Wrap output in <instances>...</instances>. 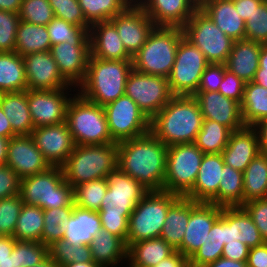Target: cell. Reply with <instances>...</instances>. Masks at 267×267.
<instances>
[{"label": "cell", "mask_w": 267, "mask_h": 267, "mask_svg": "<svg viewBox=\"0 0 267 267\" xmlns=\"http://www.w3.org/2000/svg\"><path fill=\"white\" fill-rule=\"evenodd\" d=\"M259 68L267 70V44L261 46L259 55Z\"/></svg>", "instance_id": "obj_70"}, {"label": "cell", "mask_w": 267, "mask_h": 267, "mask_svg": "<svg viewBox=\"0 0 267 267\" xmlns=\"http://www.w3.org/2000/svg\"><path fill=\"white\" fill-rule=\"evenodd\" d=\"M203 156L194 143L168 146L163 191L185 196L195 184Z\"/></svg>", "instance_id": "obj_10"}, {"label": "cell", "mask_w": 267, "mask_h": 267, "mask_svg": "<svg viewBox=\"0 0 267 267\" xmlns=\"http://www.w3.org/2000/svg\"><path fill=\"white\" fill-rule=\"evenodd\" d=\"M118 144L76 145L62 166L65 180L75 186L107 178L117 167Z\"/></svg>", "instance_id": "obj_6"}, {"label": "cell", "mask_w": 267, "mask_h": 267, "mask_svg": "<svg viewBox=\"0 0 267 267\" xmlns=\"http://www.w3.org/2000/svg\"><path fill=\"white\" fill-rule=\"evenodd\" d=\"M16 239L13 236H2L0 238V258L11 255Z\"/></svg>", "instance_id": "obj_63"}, {"label": "cell", "mask_w": 267, "mask_h": 267, "mask_svg": "<svg viewBox=\"0 0 267 267\" xmlns=\"http://www.w3.org/2000/svg\"><path fill=\"white\" fill-rule=\"evenodd\" d=\"M0 136L7 138L17 136L12 131L11 123L9 122V119L6 117L1 107H0Z\"/></svg>", "instance_id": "obj_64"}, {"label": "cell", "mask_w": 267, "mask_h": 267, "mask_svg": "<svg viewBox=\"0 0 267 267\" xmlns=\"http://www.w3.org/2000/svg\"><path fill=\"white\" fill-rule=\"evenodd\" d=\"M252 82L267 88V70H264V68H258Z\"/></svg>", "instance_id": "obj_68"}, {"label": "cell", "mask_w": 267, "mask_h": 267, "mask_svg": "<svg viewBox=\"0 0 267 267\" xmlns=\"http://www.w3.org/2000/svg\"><path fill=\"white\" fill-rule=\"evenodd\" d=\"M92 259L101 267H115L127 261L126 243L106 229H101L90 243Z\"/></svg>", "instance_id": "obj_31"}, {"label": "cell", "mask_w": 267, "mask_h": 267, "mask_svg": "<svg viewBox=\"0 0 267 267\" xmlns=\"http://www.w3.org/2000/svg\"><path fill=\"white\" fill-rule=\"evenodd\" d=\"M205 267H247V262L229 260L220 257L213 263L206 265Z\"/></svg>", "instance_id": "obj_65"}, {"label": "cell", "mask_w": 267, "mask_h": 267, "mask_svg": "<svg viewBox=\"0 0 267 267\" xmlns=\"http://www.w3.org/2000/svg\"><path fill=\"white\" fill-rule=\"evenodd\" d=\"M179 195L149 191L136 205L128 223L127 248L135 242L159 238L169 206Z\"/></svg>", "instance_id": "obj_9"}, {"label": "cell", "mask_w": 267, "mask_h": 267, "mask_svg": "<svg viewBox=\"0 0 267 267\" xmlns=\"http://www.w3.org/2000/svg\"><path fill=\"white\" fill-rule=\"evenodd\" d=\"M31 136L50 166L62 167L76 146L66 121L34 128Z\"/></svg>", "instance_id": "obj_17"}, {"label": "cell", "mask_w": 267, "mask_h": 267, "mask_svg": "<svg viewBox=\"0 0 267 267\" xmlns=\"http://www.w3.org/2000/svg\"><path fill=\"white\" fill-rule=\"evenodd\" d=\"M19 13L0 10V52H14Z\"/></svg>", "instance_id": "obj_53"}, {"label": "cell", "mask_w": 267, "mask_h": 267, "mask_svg": "<svg viewBox=\"0 0 267 267\" xmlns=\"http://www.w3.org/2000/svg\"><path fill=\"white\" fill-rule=\"evenodd\" d=\"M237 240L250 248L265 243L257 226L242 206L224 207V243Z\"/></svg>", "instance_id": "obj_26"}, {"label": "cell", "mask_w": 267, "mask_h": 267, "mask_svg": "<svg viewBox=\"0 0 267 267\" xmlns=\"http://www.w3.org/2000/svg\"><path fill=\"white\" fill-rule=\"evenodd\" d=\"M267 195V154L259 153L243 172V204Z\"/></svg>", "instance_id": "obj_36"}, {"label": "cell", "mask_w": 267, "mask_h": 267, "mask_svg": "<svg viewBox=\"0 0 267 267\" xmlns=\"http://www.w3.org/2000/svg\"><path fill=\"white\" fill-rule=\"evenodd\" d=\"M218 193L208 202L220 207L243 205V172L224 164Z\"/></svg>", "instance_id": "obj_38"}, {"label": "cell", "mask_w": 267, "mask_h": 267, "mask_svg": "<svg viewBox=\"0 0 267 267\" xmlns=\"http://www.w3.org/2000/svg\"><path fill=\"white\" fill-rule=\"evenodd\" d=\"M10 138L0 136V166L7 163V151Z\"/></svg>", "instance_id": "obj_67"}, {"label": "cell", "mask_w": 267, "mask_h": 267, "mask_svg": "<svg viewBox=\"0 0 267 267\" xmlns=\"http://www.w3.org/2000/svg\"><path fill=\"white\" fill-rule=\"evenodd\" d=\"M51 46L64 42H90V28H82L54 17L46 25Z\"/></svg>", "instance_id": "obj_47"}, {"label": "cell", "mask_w": 267, "mask_h": 267, "mask_svg": "<svg viewBox=\"0 0 267 267\" xmlns=\"http://www.w3.org/2000/svg\"><path fill=\"white\" fill-rule=\"evenodd\" d=\"M44 229V213L39 206L23 204L13 237L17 241L41 242Z\"/></svg>", "instance_id": "obj_41"}, {"label": "cell", "mask_w": 267, "mask_h": 267, "mask_svg": "<svg viewBox=\"0 0 267 267\" xmlns=\"http://www.w3.org/2000/svg\"><path fill=\"white\" fill-rule=\"evenodd\" d=\"M176 250L162 238L132 243L127 249L129 267H151L172 255Z\"/></svg>", "instance_id": "obj_33"}, {"label": "cell", "mask_w": 267, "mask_h": 267, "mask_svg": "<svg viewBox=\"0 0 267 267\" xmlns=\"http://www.w3.org/2000/svg\"><path fill=\"white\" fill-rule=\"evenodd\" d=\"M258 134L260 152L267 154V118L253 126Z\"/></svg>", "instance_id": "obj_62"}, {"label": "cell", "mask_w": 267, "mask_h": 267, "mask_svg": "<svg viewBox=\"0 0 267 267\" xmlns=\"http://www.w3.org/2000/svg\"><path fill=\"white\" fill-rule=\"evenodd\" d=\"M222 207L190 199V216L182 244L176 249L188 260L205 243L208 233L221 216Z\"/></svg>", "instance_id": "obj_16"}, {"label": "cell", "mask_w": 267, "mask_h": 267, "mask_svg": "<svg viewBox=\"0 0 267 267\" xmlns=\"http://www.w3.org/2000/svg\"><path fill=\"white\" fill-rule=\"evenodd\" d=\"M249 250L250 247L237 240V242L224 244L222 257L229 260L247 262Z\"/></svg>", "instance_id": "obj_58"}, {"label": "cell", "mask_w": 267, "mask_h": 267, "mask_svg": "<svg viewBox=\"0 0 267 267\" xmlns=\"http://www.w3.org/2000/svg\"><path fill=\"white\" fill-rule=\"evenodd\" d=\"M125 95L138 105L149 120L174 96L167 78L140 73L134 68L127 77Z\"/></svg>", "instance_id": "obj_13"}, {"label": "cell", "mask_w": 267, "mask_h": 267, "mask_svg": "<svg viewBox=\"0 0 267 267\" xmlns=\"http://www.w3.org/2000/svg\"><path fill=\"white\" fill-rule=\"evenodd\" d=\"M74 206H65L43 210L44 229L41 235V243L50 246L55 241H60L64 235L66 222L72 215Z\"/></svg>", "instance_id": "obj_44"}, {"label": "cell", "mask_w": 267, "mask_h": 267, "mask_svg": "<svg viewBox=\"0 0 267 267\" xmlns=\"http://www.w3.org/2000/svg\"><path fill=\"white\" fill-rule=\"evenodd\" d=\"M61 75L76 88L85 80L91 55L90 42H64L51 46Z\"/></svg>", "instance_id": "obj_20"}, {"label": "cell", "mask_w": 267, "mask_h": 267, "mask_svg": "<svg viewBox=\"0 0 267 267\" xmlns=\"http://www.w3.org/2000/svg\"><path fill=\"white\" fill-rule=\"evenodd\" d=\"M21 178L8 166H0V199L20 194Z\"/></svg>", "instance_id": "obj_57"}, {"label": "cell", "mask_w": 267, "mask_h": 267, "mask_svg": "<svg viewBox=\"0 0 267 267\" xmlns=\"http://www.w3.org/2000/svg\"><path fill=\"white\" fill-rule=\"evenodd\" d=\"M91 57L105 60H132L110 21L97 22L89 30Z\"/></svg>", "instance_id": "obj_25"}, {"label": "cell", "mask_w": 267, "mask_h": 267, "mask_svg": "<svg viewBox=\"0 0 267 267\" xmlns=\"http://www.w3.org/2000/svg\"><path fill=\"white\" fill-rule=\"evenodd\" d=\"M6 165L20 178L43 172L51 167L36 147L31 135H18L10 138Z\"/></svg>", "instance_id": "obj_21"}, {"label": "cell", "mask_w": 267, "mask_h": 267, "mask_svg": "<svg viewBox=\"0 0 267 267\" xmlns=\"http://www.w3.org/2000/svg\"><path fill=\"white\" fill-rule=\"evenodd\" d=\"M184 36L181 27L155 26L146 43L133 56V68L144 74L170 76L178 44Z\"/></svg>", "instance_id": "obj_5"}, {"label": "cell", "mask_w": 267, "mask_h": 267, "mask_svg": "<svg viewBox=\"0 0 267 267\" xmlns=\"http://www.w3.org/2000/svg\"><path fill=\"white\" fill-rule=\"evenodd\" d=\"M27 90H58L73 88L60 73L50 51L36 52L23 56Z\"/></svg>", "instance_id": "obj_19"}, {"label": "cell", "mask_w": 267, "mask_h": 267, "mask_svg": "<svg viewBox=\"0 0 267 267\" xmlns=\"http://www.w3.org/2000/svg\"><path fill=\"white\" fill-rule=\"evenodd\" d=\"M117 144V166L148 191H163L168 146L151 131Z\"/></svg>", "instance_id": "obj_1"}, {"label": "cell", "mask_w": 267, "mask_h": 267, "mask_svg": "<svg viewBox=\"0 0 267 267\" xmlns=\"http://www.w3.org/2000/svg\"><path fill=\"white\" fill-rule=\"evenodd\" d=\"M23 204L20 194L0 199V235L13 236Z\"/></svg>", "instance_id": "obj_50"}, {"label": "cell", "mask_w": 267, "mask_h": 267, "mask_svg": "<svg viewBox=\"0 0 267 267\" xmlns=\"http://www.w3.org/2000/svg\"><path fill=\"white\" fill-rule=\"evenodd\" d=\"M245 39L267 44V0H264L245 21Z\"/></svg>", "instance_id": "obj_51"}, {"label": "cell", "mask_w": 267, "mask_h": 267, "mask_svg": "<svg viewBox=\"0 0 267 267\" xmlns=\"http://www.w3.org/2000/svg\"><path fill=\"white\" fill-rule=\"evenodd\" d=\"M110 21L115 25L126 51L132 58L155 28L154 22L138 4L129 5Z\"/></svg>", "instance_id": "obj_18"}, {"label": "cell", "mask_w": 267, "mask_h": 267, "mask_svg": "<svg viewBox=\"0 0 267 267\" xmlns=\"http://www.w3.org/2000/svg\"><path fill=\"white\" fill-rule=\"evenodd\" d=\"M224 207L208 233L205 243L189 259V267H205L222 257L224 248Z\"/></svg>", "instance_id": "obj_40"}, {"label": "cell", "mask_w": 267, "mask_h": 267, "mask_svg": "<svg viewBox=\"0 0 267 267\" xmlns=\"http://www.w3.org/2000/svg\"><path fill=\"white\" fill-rule=\"evenodd\" d=\"M209 64L199 48L183 36L177 47L172 72L168 77L171 93L193 96Z\"/></svg>", "instance_id": "obj_12"}, {"label": "cell", "mask_w": 267, "mask_h": 267, "mask_svg": "<svg viewBox=\"0 0 267 267\" xmlns=\"http://www.w3.org/2000/svg\"><path fill=\"white\" fill-rule=\"evenodd\" d=\"M190 216V199L179 196L170 206L160 234L175 250L182 244Z\"/></svg>", "instance_id": "obj_34"}, {"label": "cell", "mask_w": 267, "mask_h": 267, "mask_svg": "<svg viewBox=\"0 0 267 267\" xmlns=\"http://www.w3.org/2000/svg\"><path fill=\"white\" fill-rule=\"evenodd\" d=\"M242 207L257 226L264 242L267 243V199H257L244 203Z\"/></svg>", "instance_id": "obj_54"}, {"label": "cell", "mask_w": 267, "mask_h": 267, "mask_svg": "<svg viewBox=\"0 0 267 267\" xmlns=\"http://www.w3.org/2000/svg\"><path fill=\"white\" fill-rule=\"evenodd\" d=\"M54 16L82 28H90L78 0H49Z\"/></svg>", "instance_id": "obj_52"}, {"label": "cell", "mask_w": 267, "mask_h": 267, "mask_svg": "<svg viewBox=\"0 0 267 267\" xmlns=\"http://www.w3.org/2000/svg\"><path fill=\"white\" fill-rule=\"evenodd\" d=\"M71 91L75 90H27V102L34 128L65 122L67 107L73 97V94H69Z\"/></svg>", "instance_id": "obj_15"}, {"label": "cell", "mask_w": 267, "mask_h": 267, "mask_svg": "<svg viewBox=\"0 0 267 267\" xmlns=\"http://www.w3.org/2000/svg\"><path fill=\"white\" fill-rule=\"evenodd\" d=\"M62 267H101V266L95 263L94 261H89V262H72Z\"/></svg>", "instance_id": "obj_71"}, {"label": "cell", "mask_w": 267, "mask_h": 267, "mask_svg": "<svg viewBox=\"0 0 267 267\" xmlns=\"http://www.w3.org/2000/svg\"><path fill=\"white\" fill-rule=\"evenodd\" d=\"M264 0H233L237 13L246 21Z\"/></svg>", "instance_id": "obj_60"}, {"label": "cell", "mask_w": 267, "mask_h": 267, "mask_svg": "<svg viewBox=\"0 0 267 267\" xmlns=\"http://www.w3.org/2000/svg\"><path fill=\"white\" fill-rule=\"evenodd\" d=\"M260 153L258 134L253 126L232 131L228 144L221 152L224 164L244 172Z\"/></svg>", "instance_id": "obj_24"}, {"label": "cell", "mask_w": 267, "mask_h": 267, "mask_svg": "<svg viewBox=\"0 0 267 267\" xmlns=\"http://www.w3.org/2000/svg\"><path fill=\"white\" fill-rule=\"evenodd\" d=\"M262 45L246 39L234 41L225 63L226 69L245 83L251 82L259 68V55Z\"/></svg>", "instance_id": "obj_29"}, {"label": "cell", "mask_w": 267, "mask_h": 267, "mask_svg": "<svg viewBox=\"0 0 267 267\" xmlns=\"http://www.w3.org/2000/svg\"><path fill=\"white\" fill-rule=\"evenodd\" d=\"M184 37L197 46L209 63L225 64L234 41L198 8L182 27Z\"/></svg>", "instance_id": "obj_11"}, {"label": "cell", "mask_w": 267, "mask_h": 267, "mask_svg": "<svg viewBox=\"0 0 267 267\" xmlns=\"http://www.w3.org/2000/svg\"><path fill=\"white\" fill-rule=\"evenodd\" d=\"M203 115L193 96L174 95L150 120V131L166 146L193 143Z\"/></svg>", "instance_id": "obj_3"}, {"label": "cell", "mask_w": 267, "mask_h": 267, "mask_svg": "<svg viewBox=\"0 0 267 267\" xmlns=\"http://www.w3.org/2000/svg\"><path fill=\"white\" fill-rule=\"evenodd\" d=\"M0 107L17 136L32 134L34 124L29 112L27 90L0 93Z\"/></svg>", "instance_id": "obj_32"}, {"label": "cell", "mask_w": 267, "mask_h": 267, "mask_svg": "<svg viewBox=\"0 0 267 267\" xmlns=\"http://www.w3.org/2000/svg\"><path fill=\"white\" fill-rule=\"evenodd\" d=\"M232 130L220 123L203 119L201 130L193 142L204 154L221 153L228 144Z\"/></svg>", "instance_id": "obj_42"}, {"label": "cell", "mask_w": 267, "mask_h": 267, "mask_svg": "<svg viewBox=\"0 0 267 267\" xmlns=\"http://www.w3.org/2000/svg\"><path fill=\"white\" fill-rule=\"evenodd\" d=\"M78 3L90 25L111 20L129 6L125 0H78Z\"/></svg>", "instance_id": "obj_43"}, {"label": "cell", "mask_w": 267, "mask_h": 267, "mask_svg": "<svg viewBox=\"0 0 267 267\" xmlns=\"http://www.w3.org/2000/svg\"><path fill=\"white\" fill-rule=\"evenodd\" d=\"M20 195L26 205L43 210L75 206L73 187L65 180L62 167L21 178Z\"/></svg>", "instance_id": "obj_8"}, {"label": "cell", "mask_w": 267, "mask_h": 267, "mask_svg": "<svg viewBox=\"0 0 267 267\" xmlns=\"http://www.w3.org/2000/svg\"><path fill=\"white\" fill-rule=\"evenodd\" d=\"M138 5L155 26L181 28L199 8L193 0H140Z\"/></svg>", "instance_id": "obj_23"}, {"label": "cell", "mask_w": 267, "mask_h": 267, "mask_svg": "<svg viewBox=\"0 0 267 267\" xmlns=\"http://www.w3.org/2000/svg\"><path fill=\"white\" fill-rule=\"evenodd\" d=\"M151 267H189V260L176 250L172 255Z\"/></svg>", "instance_id": "obj_61"}, {"label": "cell", "mask_w": 267, "mask_h": 267, "mask_svg": "<svg viewBox=\"0 0 267 267\" xmlns=\"http://www.w3.org/2000/svg\"><path fill=\"white\" fill-rule=\"evenodd\" d=\"M20 20L36 25H48L55 17L49 0H22Z\"/></svg>", "instance_id": "obj_49"}, {"label": "cell", "mask_w": 267, "mask_h": 267, "mask_svg": "<svg viewBox=\"0 0 267 267\" xmlns=\"http://www.w3.org/2000/svg\"><path fill=\"white\" fill-rule=\"evenodd\" d=\"M27 90L23 56L14 52H0V93Z\"/></svg>", "instance_id": "obj_35"}, {"label": "cell", "mask_w": 267, "mask_h": 267, "mask_svg": "<svg viewBox=\"0 0 267 267\" xmlns=\"http://www.w3.org/2000/svg\"><path fill=\"white\" fill-rule=\"evenodd\" d=\"M22 0H0V10L19 13Z\"/></svg>", "instance_id": "obj_66"}, {"label": "cell", "mask_w": 267, "mask_h": 267, "mask_svg": "<svg viewBox=\"0 0 267 267\" xmlns=\"http://www.w3.org/2000/svg\"><path fill=\"white\" fill-rule=\"evenodd\" d=\"M67 107L66 122L76 145L116 143L109 132L103 106L75 91Z\"/></svg>", "instance_id": "obj_7"}, {"label": "cell", "mask_w": 267, "mask_h": 267, "mask_svg": "<svg viewBox=\"0 0 267 267\" xmlns=\"http://www.w3.org/2000/svg\"><path fill=\"white\" fill-rule=\"evenodd\" d=\"M107 191V178H100L79 184L73 188L74 205L99 211Z\"/></svg>", "instance_id": "obj_45"}, {"label": "cell", "mask_w": 267, "mask_h": 267, "mask_svg": "<svg viewBox=\"0 0 267 267\" xmlns=\"http://www.w3.org/2000/svg\"><path fill=\"white\" fill-rule=\"evenodd\" d=\"M245 84L246 83L243 80L226 69L224 71V78L220 84L218 92L241 104Z\"/></svg>", "instance_id": "obj_56"}, {"label": "cell", "mask_w": 267, "mask_h": 267, "mask_svg": "<svg viewBox=\"0 0 267 267\" xmlns=\"http://www.w3.org/2000/svg\"><path fill=\"white\" fill-rule=\"evenodd\" d=\"M129 5H137L140 0H125Z\"/></svg>", "instance_id": "obj_73"}, {"label": "cell", "mask_w": 267, "mask_h": 267, "mask_svg": "<svg viewBox=\"0 0 267 267\" xmlns=\"http://www.w3.org/2000/svg\"><path fill=\"white\" fill-rule=\"evenodd\" d=\"M225 70V64L210 63L201 76L197 91H218Z\"/></svg>", "instance_id": "obj_55"}, {"label": "cell", "mask_w": 267, "mask_h": 267, "mask_svg": "<svg viewBox=\"0 0 267 267\" xmlns=\"http://www.w3.org/2000/svg\"><path fill=\"white\" fill-rule=\"evenodd\" d=\"M102 229L98 211L74 206L70 219L65 224L64 240L72 245H90L93 237Z\"/></svg>", "instance_id": "obj_30"}, {"label": "cell", "mask_w": 267, "mask_h": 267, "mask_svg": "<svg viewBox=\"0 0 267 267\" xmlns=\"http://www.w3.org/2000/svg\"><path fill=\"white\" fill-rule=\"evenodd\" d=\"M148 192L118 166L110 171L107 175V191L98 211L102 228L126 243L130 215Z\"/></svg>", "instance_id": "obj_2"}, {"label": "cell", "mask_w": 267, "mask_h": 267, "mask_svg": "<svg viewBox=\"0 0 267 267\" xmlns=\"http://www.w3.org/2000/svg\"><path fill=\"white\" fill-rule=\"evenodd\" d=\"M223 166L221 153L204 154L195 184L185 197L196 202L208 203L218 193Z\"/></svg>", "instance_id": "obj_27"}, {"label": "cell", "mask_w": 267, "mask_h": 267, "mask_svg": "<svg viewBox=\"0 0 267 267\" xmlns=\"http://www.w3.org/2000/svg\"><path fill=\"white\" fill-rule=\"evenodd\" d=\"M193 97L199 104L203 119L216 121L232 131L245 126L238 102L218 91H197Z\"/></svg>", "instance_id": "obj_22"}, {"label": "cell", "mask_w": 267, "mask_h": 267, "mask_svg": "<svg viewBox=\"0 0 267 267\" xmlns=\"http://www.w3.org/2000/svg\"><path fill=\"white\" fill-rule=\"evenodd\" d=\"M51 42L46 26L20 20L16 33L15 52L21 56L50 51Z\"/></svg>", "instance_id": "obj_37"}, {"label": "cell", "mask_w": 267, "mask_h": 267, "mask_svg": "<svg viewBox=\"0 0 267 267\" xmlns=\"http://www.w3.org/2000/svg\"><path fill=\"white\" fill-rule=\"evenodd\" d=\"M247 267H267V243L249 250Z\"/></svg>", "instance_id": "obj_59"}, {"label": "cell", "mask_w": 267, "mask_h": 267, "mask_svg": "<svg viewBox=\"0 0 267 267\" xmlns=\"http://www.w3.org/2000/svg\"><path fill=\"white\" fill-rule=\"evenodd\" d=\"M199 8L233 41L245 39V21L233 0H205Z\"/></svg>", "instance_id": "obj_28"}, {"label": "cell", "mask_w": 267, "mask_h": 267, "mask_svg": "<svg viewBox=\"0 0 267 267\" xmlns=\"http://www.w3.org/2000/svg\"><path fill=\"white\" fill-rule=\"evenodd\" d=\"M112 139L119 143L150 132V120L127 95L103 106Z\"/></svg>", "instance_id": "obj_14"}, {"label": "cell", "mask_w": 267, "mask_h": 267, "mask_svg": "<svg viewBox=\"0 0 267 267\" xmlns=\"http://www.w3.org/2000/svg\"><path fill=\"white\" fill-rule=\"evenodd\" d=\"M198 6H200L205 0H193Z\"/></svg>", "instance_id": "obj_74"}, {"label": "cell", "mask_w": 267, "mask_h": 267, "mask_svg": "<svg viewBox=\"0 0 267 267\" xmlns=\"http://www.w3.org/2000/svg\"><path fill=\"white\" fill-rule=\"evenodd\" d=\"M0 267H16L15 246L10 256L0 258Z\"/></svg>", "instance_id": "obj_69"}, {"label": "cell", "mask_w": 267, "mask_h": 267, "mask_svg": "<svg viewBox=\"0 0 267 267\" xmlns=\"http://www.w3.org/2000/svg\"><path fill=\"white\" fill-rule=\"evenodd\" d=\"M240 109L245 126H254L267 118V88L247 82Z\"/></svg>", "instance_id": "obj_39"}, {"label": "cell", "mask_w": 267, "mask_h": 267, "mask_svg": "<svg viewBox=\"0 0 267 267\" xmlns=\"http://www.w3.org/2000/svg\"><path fill=\"white\" fill-rule=\"evenodd\" d=\"M49 258L59 267L72 262L93 261L89 245H72L68 240L55 241L48 246Z\"/></svg>", "instance_id": "obj_46"}, {"label": "cell", "mask_w": 267, "mask_h": 267, "mask_svg": "<svg viewBox=\"0 0 267 267\" xmlns=\"http://www.w3.org/2000/svg\"><path fill=\"white\" fill-rule=\"evenodd\" d=\"M33 267H59L55 262H53L49 256L40 264H37Z\"/></svg>", "instance_id": "obj_72"}, {"label": "cell", "mask_w": 267, "mask_h": 267, "mask_svg": "<svg viewBox=\"0 0 267 267\" xmlns=\"http://www.w3.org/2000/svg\"><path fill=\"white\" fill-rule=\"evenodd\" d=\"M132 60H105L89 57L85 80L77 87L84 98L104 106L125 95Z\"/></svg>", "instance_id": "obj_4"}, {"label": "cell", "mask_w": 267, "mask_h": 267, "mask_svg": "<svg viewBox=\"0 0 267 267\" xmlns=\"http://www.w3.org/2000/svg\"><path fill=\"white\" fill-rule=\"evenodd\" d=\"M16 267H33L48 256V246L36 241H15Z\"/></svg>", "instance_id": "obj_48"}]
</instances>
